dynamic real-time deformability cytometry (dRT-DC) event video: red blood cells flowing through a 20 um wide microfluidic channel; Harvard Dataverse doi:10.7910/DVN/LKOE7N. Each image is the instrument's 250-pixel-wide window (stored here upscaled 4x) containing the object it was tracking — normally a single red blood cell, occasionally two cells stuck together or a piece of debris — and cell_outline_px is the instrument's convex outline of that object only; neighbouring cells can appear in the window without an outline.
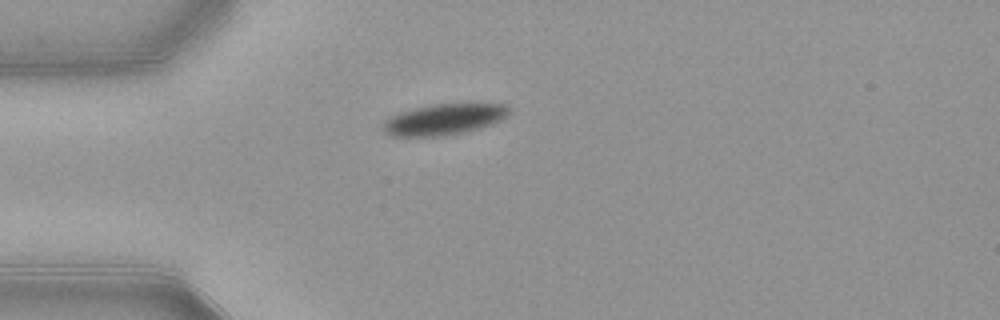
{"species": "common noctule bat (a hibernating species)", "species_latin": "Nyctalus noctula", "temperature_condition": "warm", "stored_images_in_passage": 40, "camera_frame_rate_fps": 3000, "um_per_image_px": 0.085, "animal": {"sex": "female", "body_mass_g": 21.9}, "frame": {"image": 1, "passage_image": 1, "time_ms": 0.0, "image_size_px": [1000, 320], "cell_outline_px": [[512, 112], [500, 120], [492, 124], [468, 132], [444, 136], [392, 136], [384, 128], [384, 120], [392, 116], [416, 108], [432, 104], [472, 100], [508, 104], [512, 108]], "centroid_in_image_um": [37.95, 10.08], "position_along_channel_um": 47.1, "area_um2": 23.7}}
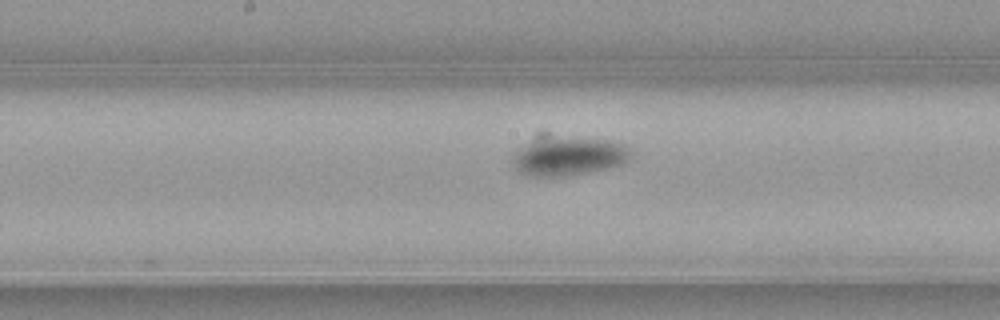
{"frame": {"image": 2, "passage_image": 14, "time_ms": 4.333, "image_size_px": [1000, 320], "cell_outline_px": [[632, 156], [624, 164], [592, 172], [568, 176], [528, 176], [520, 172], [512, 164], [512, 156], [520, 148], [532, 140], [560, 136], [608, 140], [624, 144], [632, 148]], "centroid_in_image_um": [48.38, 13.28], "position_along_channel_um": 199.8, "area_um2": 26.99}}
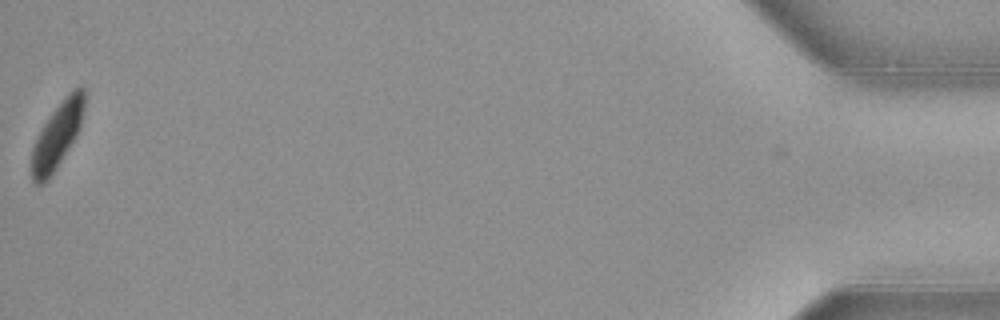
{"frame": {"image": 3, "passage_image": 40, "time_ms": 13.0, "image_size_px": [1000, 320], "cell_outline_px": [[84, 108], [80, 128], [76, 136], [56, 168], [48, 180], [44, 184], [36, 184], [32, 180], [32, 148], [44, 124], [52, 112], [64, 96], [72, 88], [80, 84], [84, 88]], "centroid_in_image_um": [4.89, 11.47], "position_along_channel_um": 430.3, "area_um2": 20.0}}